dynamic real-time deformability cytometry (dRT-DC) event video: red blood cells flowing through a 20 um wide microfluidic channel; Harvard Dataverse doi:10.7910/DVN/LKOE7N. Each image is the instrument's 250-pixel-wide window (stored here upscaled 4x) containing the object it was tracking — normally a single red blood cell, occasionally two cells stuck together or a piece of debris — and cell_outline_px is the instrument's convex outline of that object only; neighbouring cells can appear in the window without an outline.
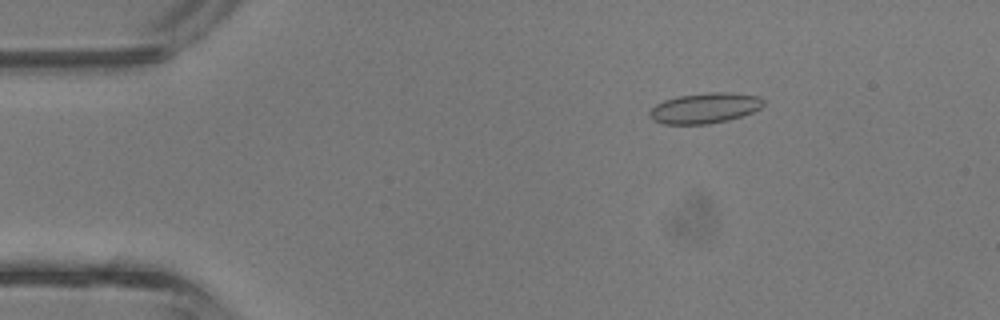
{"species": "common noctule bat (a hibernating species)", "species_latin": "Nyctalus noctula", "temperature_condition": "room temperature", "stored_images_in_passage": 42, "camera_frame_rate_fps": 3000, "um_per_image_px": 0.085, "animal": {"sex": "male", "body_mass_g": 13.3}, "frame": {"image": 1, "passage_image": 7, "time_ms": 2.0, "image_size_px": [1000, 320], "cell_outline_px": [[764, 104], [760, 108], [752, 112], [728, 120], [708, 124], [664, 124], [652, 120], [648, 116], [648, 112], [656, 104], [664, 100], [676, 96], [708, 92], [728, 92], [760, 96], [764, 100]], "centroid_in_image_um": [59.88, 9.18], "position_along_channel_um": 25.1, "area_um2": 20.35}}
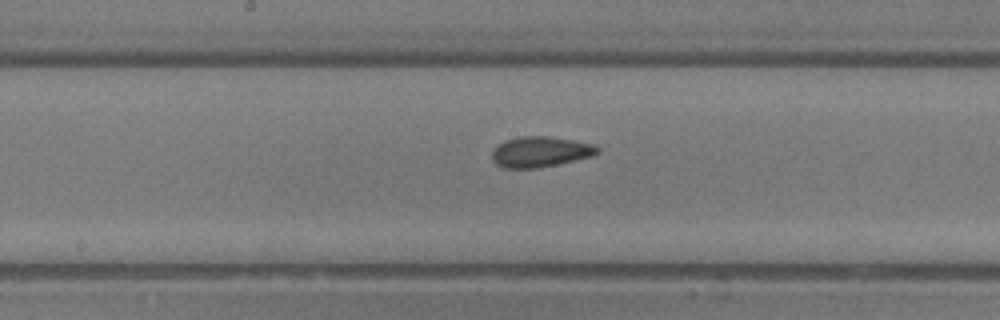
{"frame": {"image": 2, "passage_image": 22, "time_ms": 7.0, "image_size_px": [1000, 320], "cell_outline_px": [[600, 152], [592, 156], [556, 164], [536, 168], [504, 168], [496, 164], [492, 160], [492, 152], [500, 144], [508, 140], [520, 136], [548, 136], [572, 140], [592, 144], [600, 148]], "centroid_in_image_um": [45.93, 12.9], "position_along_channel_um": 202.3, "area_um2": 18.5}}
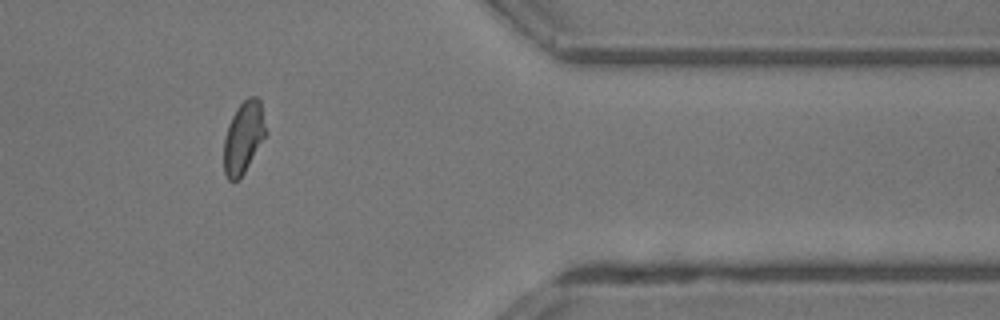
{"frame": {"image": 3, "passage_image": 35, "time_ms": 11.333, "image_size_px": [1000, 320], "cell_outline_px": [[268, 132], [240, 180], [232, 184], [228, 180], [224, 172], [224, 136], [228, 124], [236, 108], [248, 96], [256, 96], [260, 100]], "centroid_in_image_um": [20.7, 11.7], "position_along_channel_um": 390.7, "area_um2": 18.03}, "authors_computed_cell_mechanics": {"area_um2": 18.5249, "velocity_mm_per_s": 4.9053, "shape_relaxation_time_tau1_ms": null, "shape_relaxation_time_tau2_ms": 0.9266, "deformation_change_tau1": null, "deformation_change_tau2": 0.0401}}